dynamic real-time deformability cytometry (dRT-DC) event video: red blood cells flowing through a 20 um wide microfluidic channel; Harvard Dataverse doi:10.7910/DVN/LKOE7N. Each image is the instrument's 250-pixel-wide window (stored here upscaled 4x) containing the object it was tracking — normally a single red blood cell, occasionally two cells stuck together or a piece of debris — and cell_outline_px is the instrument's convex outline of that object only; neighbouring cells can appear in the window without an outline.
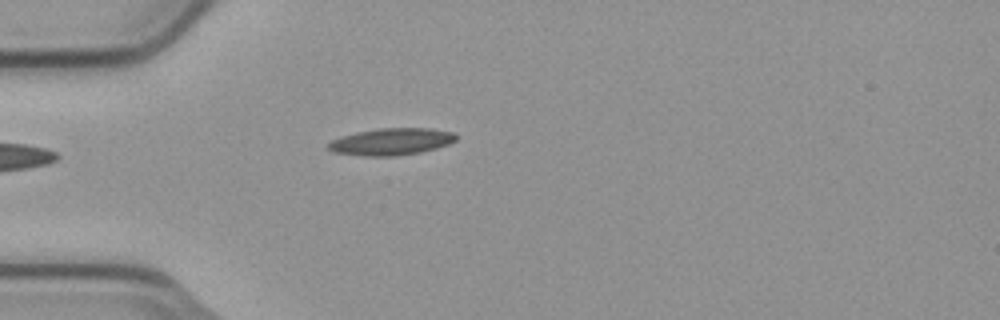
{"species": "common noctule bat (a hibernating species)", "species_latin": "Nyctalus noctula", "temperature_condition": "cold", "stored_images_in_passage": 5, "camera_frame_rate_fps": 3000, "um_per_image_px": 0.085, "animal": {"sex": "male", "body_mass_g": 23.1, "forearm_length_mm": 52.7}, "frame": {"image": 1, "passage_image": 4, "time_ms": 1.0, "image_size_px": [1000, 320], "cell_outline_px": [[456, 140], [448, 144], [436, 148], [420, 152], [392, 156], [364, 156], [332, 152], [328, 148], [328, 144], [332, 140], [340, 136], [356, 132], [380, 128], [432, 128], [452, 132], [456, 136]], "centroid_in_image_um": [33.24, 12.03], "position_along_channel_um": 51.8, "area_um2": 20.0}}